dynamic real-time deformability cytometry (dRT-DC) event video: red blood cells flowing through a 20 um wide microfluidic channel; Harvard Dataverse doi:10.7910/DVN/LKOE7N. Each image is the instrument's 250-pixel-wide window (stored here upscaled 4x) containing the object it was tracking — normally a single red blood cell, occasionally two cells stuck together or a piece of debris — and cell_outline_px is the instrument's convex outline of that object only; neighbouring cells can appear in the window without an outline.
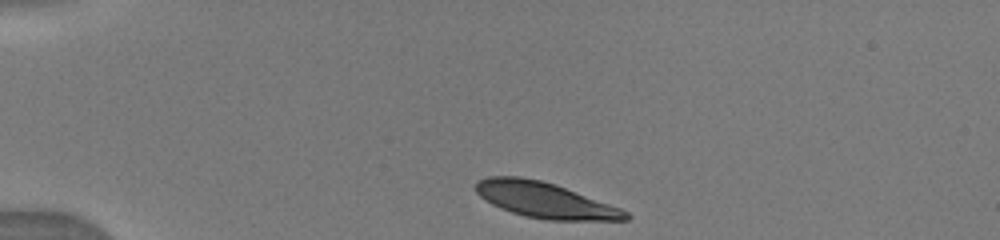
{"species": "human", "species_latin": "Homo sapiens", "temperature_condition": "warm", "stored_images_in_passage": 31, "camera_frame_rate_fps": 3000, "um_per_image_px": 0.085, "donor": {"sex": "male"}, "frame": {"image": 1, "passage_image": 1, "time_ms": 0.0, "image_size_px": [1000, 240], "cell_outline_px": [[632, 216], [628, 220], [548, 220], [524, 216], [500, 208], [492, 204], [480, 196], [476, 192], [476, 184], [480, 180], [488, 176], [520, 176], [540, 180], [556, 184], [620, 208], [628, 212]], "centroid_in_image_um": [46.33, 17.01], "position_along_channel_um": 38.7, "area_um2": 30.92}}
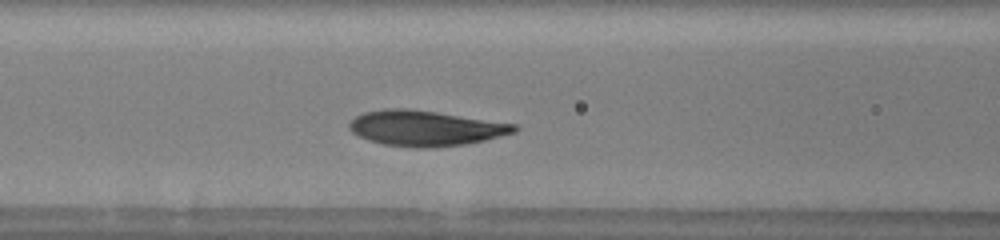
{"frame": {"image": 2, "passage_image": 15, "time_ms": 3.667, "image_size_px": [1000, 240], "cell_outline_px": [[520, 128], [516, 132], [484, 140], [464, 144], [428, 148], [416, 148], [384, 144], [368, 140], [352, 132], [348, 128], [348, 124], [356, 116], [364, 112], [384, 108], [408, 108], [436, 112], [516, 124]], "centroid_in_image_um": [36.14, 10.89], "position_along_channel_um": 130.5, "area_um2": 33.93}}
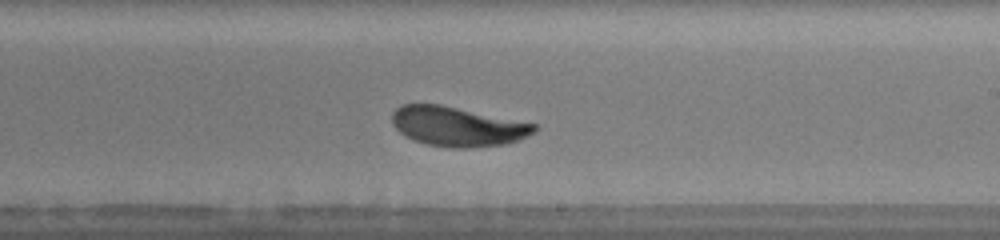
{"frame": {"image": 3, "passage_image": 28, "time_ms": 6.667, "image_size_px": [1000, 240], "cell_outline_px": [[540, 128], [520, 140], [504, 144], [472, 148], [452, 148], [428, 144], [412, 140], [400, 132], [392, 124], [392, 112], [400, 104], [440, 104], [536, 124]], "centroid_in_image_um": [38.88, 10.75], "position_along_channel_um": 250.1, "area_um2": 32.83}}